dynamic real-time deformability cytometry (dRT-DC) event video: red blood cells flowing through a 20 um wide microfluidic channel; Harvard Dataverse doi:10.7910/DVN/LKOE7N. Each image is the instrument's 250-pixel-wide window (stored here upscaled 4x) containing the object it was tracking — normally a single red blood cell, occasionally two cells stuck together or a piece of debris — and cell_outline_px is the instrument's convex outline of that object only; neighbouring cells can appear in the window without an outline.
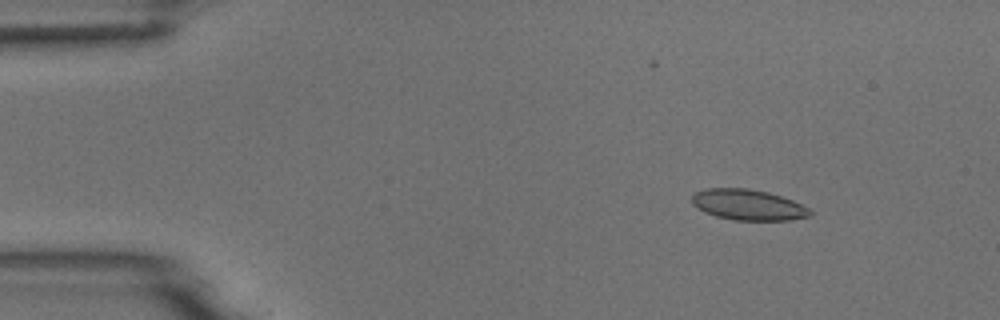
{"species": "common noctule bat (a hibernating species)", "species_latin": "Nyctalus noctula", "temperature_condition": "room temperature", "stored_images_in_passage": 5, "camera_frame_rate_fps": 3000, "um_per_image_px": 0.085, "animal": {"sex": "male", "body_mass_g": 18.8}, "frame": {"image": 1, "passage_image": 2, "time_ms": 1.0, "image_size_px": [1000, 320], "cell_outline_px": [[812, 216], [792, 220], [732, 220], [716, 216], [704, 212], [696, 208], [692, 204], [692, 192], [704, 188], [748, 188], [768, 192], [792, 200], [808, 208], [812, 212]], "centroid_in_image_um": [63.55, 17.4], "position_along_channel_um": 21.5, "area_um2": 21.39}}